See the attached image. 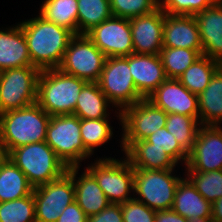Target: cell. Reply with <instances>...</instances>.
Masks as SVG:
<instances>
[{"mask_svg":"<svg viewBox=\"0 0 222 222\" xmlns=\"http://www.w3.org/2000/svg\"><path fill=\"white\" fill-rule=\"evenodd\" d=\"M31 16L18 23L22 27L32 65L40 70L58 68L75 34L46 20L39 13Z\"/></svg>","mask_w":222,"mask_h":222,"instance_id":"6da1fadb","label":"cell"},{"mask_svg":"<svg viewBox=\"0 0 222 222\" xmlns=\"http://www.w3.org/2000/svg\"><path fill=\"white\" fill-rule=\"evenodd\" d=\"M50 118L37 103L0 114V148L4 155L22 145L45 141Z\"/></svg>","mask_w":222,"mask_h":222,"instance_id":"7a4b0ae2","label":"cell"},{"mask_svg":"<svg viewBox=\"0 0 222 222\" xmlns=\"http://www.w3.org/2000/svg\"><path fill=\"white\" fill-rule=\"evenodd\" d=\"M85 80L65 74L58 68L41 70L38 78L37 104L50 116L74 114Z\"/></svg>","mask_w":222,"mask_h":222,"instance_id":"3957f363","label":"cell"},{"mask_svg":"<svg viewBox=\"0 0 222 222\" xmlns=\"http://www.w3.org/2000/svg\"><path fill=\"white\" fill-rule=\"evenodd\" d=\"M25 175L35 188L60 178L67 166L45 142L22 145L6 155Z\"/></svg>","mask_w":222,"mask_h":222,"instance_id":"277c9868","label":"cell"},{"mask_svg":"<svg viewBox=\"0 0 222 222\" xmlns=\"http://www.w3.org/2000/svg\"><path fill=\"white\" fill-rule=\"evenodd\" d=\"M111 155H98L84 167L95 177L110 203L122 204L134 199V168L124 154L118 158Z\"/></svg>","mask_w":222,"mask_h":222,"instance_id":"5b68a950","label":"cell"},{"mask_svg":"<svg viewBox=\"0 0 222 222\" xmlns=\"http://www.w3.org/2000/svg\"><path fill=\"white\" fill-rule=\"evenodd\" d=\"M148 170L134 168V199L155 211L172 209L184 168ZM180 171V172H179ZM179 173V174H177Z\"/></svg>","mask_w":222,"mask_h":222,"instance_id":"8992f818","label":"cell"},{"mask_svg":"<svg viewBox=\"0 0 222 222\" xmlns=\"http://www.w3.org/2000/svg\"><path fill=\"white\" fill-rule=\"evenodd\" d=\"M45 142L67 168L81 167L93 158L81 140L80 118L73 114L51 116Z\"/></svg>","mask_w":222,"mask_h":222,"instance_id":"52a82bcc","label":"cell"},{"mask_svg":"<svg viewBox=\"0 0 222 222\" xmlns=\"http://www.w3.org/2000/svg\"><path fill=\"white\" fill-rule=\"evenodd\" d=\"M97 83L109 102L120 112L143 99L130 73L129 56L107 57Z\"/></svg>","mask_w":222,"mask_h":222,"instance_id":"ba28073f","label":"cell"},{"mask_svg":"<svg viewBox=\"0 0 222 222\" xmlns=\"http://www.w3.org/2000/svg\"><path fill=\"white\" fill-rule=\"evenodd\" d=\"M35 66L10 68L0 73V114L37 103L38 78Z\"/></svg>","mask_w":222,"mask_h":222,"instance_id":"9c48e42d","label":"cell"},{"mask_svg":"<svg viewBox=\"0 0 222 222\" xmlns=\"http://www.w3.org/2000/svg\"><path fill=\"white\" fill-rule=\"evenodd\" d=\"M168 114L154 105L147 98L141 99L132 106L121 111V132L115 137H121L119 141L120 150L123 149L120 142H137L145 140L158 129L165 127Z\"/></svg>","mask_w":222,"mask_h":222,"instance_id":"30bf717a","label":"cell"},{"mask_svg":"<svg viewBox=\"0 0 222 222\" xmlns=\"http://www.w3.org/2000/svg\"><path fill=\"white\" fill-rule=\"evenodd\" d=\"M106 58L87 35H75L70 40L58 69L86 82H97Z\"/></svg>","mask_w":222,"mask_h":222,"instance_id":"8fae6325","label":"cell"},{"mask_svg":"<svg viewBox=\"0 0 222 222\" xmlns=\"http://www.w3.org/2000/svg\"><path fill=\"white\" fill-rule=\"evenodd\" d=\"M36 222H56L62 211L75 201L72 176L65 172L60 178L33 188Z\"/></svg>","mask_w":222,"mask_h":222,"instance_id":"7c38bea8","label":"cell"},{"mask_svg":"<svg viewBox=\"0 0 222 222\" xmlns=\"http://www.w3.org/2000/svg\"><path fill=\"white\" fill-rule=\"evenodd\" d=\"M86 35L106 57H126L133 54L132 31L128 18L112 16Z\"/></svg>","mask_w":222,"mask_h":222,"instance_id":"4fadbf2b","label":"cell"},{"mask_svg":"<svg viewBox=\"0 0 222 222\" xmlns=\"http://www.w3.org/2000/svg\"><path fill=\"white\" fill-rule=\"evenodd\" d=\"M222 170V126L201 125L184 171Z\"/></svg>","mask_w":222,"mask_h":222,"instance_id":"5bb4252c","label":"cell"},{"mask_svg":"<svg viewBox=\"0 0 222 222\" xmlns=\"http://www.w3.org/2000/svg\"><path fill=\"white\" fill-rule=\"evenodd\" d=\"M147 99L167 114L188 115L199 121L198 95L191 93L178 79L167 78Z\"/></svg>","mask_w":222,"mask_h":222,"instance_id":"9a60e30c","label":"cell"},{"mask_svg":"<svg viewBox=\"0 0 222 222\" xmlns=\"http://www.w3.org/2000/svg\"><path fill=\"white\" fill-rule=\"evenodd\" d=\"M134 54L159 55L163 48L164 11L159 7L150 14L129 19Z\"/></svg>","mask_w":222,"mask_h":222,"instance_id":"2e32d148","label":"cell"},{"mask_svg":"<svg viewBox=\"0 0 222 222\" xmlns=\"http://www.w3.org/2000/svg\"><path fill=\"white\" fill-rule=\"evenodd\" d=\"M129 68L143 98L150 96L167 79L160 55L130 54Z\"/></svg>","mask_w":222,"mask_h":222,"instance_id":"e0dca14e","label":"cell"},{"mask_svg":"<svg viewBox=\"0 0 222 222\" xmlns=\"http://www.w3.org/2000/svg\"><path fill=\"white\" fill-rule=\"evenodd\" d=\"M67 172L73 178L75 201L88 217L98 214L110 204L95 177L85 167H69Z\"/></svg>","mask_w":222,"mask_h":222,"instance_id":"ac0fdd59","label":"cell"},{"mask_svg":"<svg viewBox=\"0 0 222 222\" xmlns=\"http://www.w3.org/2000/svg\"><path fill=\"white\" fill-rule=\"evenodd\" d=\"M163 47L203 50L195 16L164 12Z\"/></svg>","mask_w":222,"mask_h":222,"instance_id":"d6986e66","label":"cell"},{"mask_svg":"<svg viewBox=\"0 0 222 222\" xmlns=\"http://www.w3.org/2000/svg\"><path fill=\"white\" fill-rule=\"evenodd\" d=\"M203 55L222 63V2L195 15Z\"/></svg>","mask_w":222,"mask_h":222,"instance_id":"ffe728a7","label":"cell"},{"mask_svg":"<svg viewBox=\"0 0 222 222\" xmlns=\"http://www.w3.org/2000/svg\"><path fill=\"white\" fill-rule=\"evenodd\" d=\"M5 26L0 28V71L33 66L20 24Z\"/></svg>","mask_w":222,"mask_h":222,"instance_id":"44dd1931","label":"cell"},{"mask_svg":"<svg viewBox=\"0 0 222 222\" xmlns=\"http://www.w3.org/2000/svg\"><path fill=\"white\" fill-rule=\"evenodd\" d=\"M115 109V110H114ZM112 111V112H111ZM113 113V117L111 116ZM80 119H116L121 130V112L109 102L97 82H88L80 92L74 114ZM116 117V118H115Z\"/></svg>","mask_w":222,"mask_h":222,"instance_id":"7402d4cb","label":"cell"},{"mask_svg":"<svg viewBox=\"0 0 222 222\" xmlns=\"http://www.w3.org/2000/svg\"><path fill=\"white\" fill-rule=\"evenodd\" d=\"M123 154L133 168L148 170L176 169L179 165L162 148L152 147L146 140L120 142Z\"/></svg>","mask_w":222,"mask_h":222,"instance_id":"603a6c76","label":"cell"},{"mask_svg":"<svg viewBox=\"0 0 222 222\" xmlns=\"http://www.w3.org/2000/svg\"><path fill=\"white\" fill-rule=\"evenodd\" d=\"M172 209L188 220L212 217V204L199 194L186 176L176 188Z\"/></svg>","mask_w":222,"mask_h":222,"instance_id":"cb8c5ba5","label":"cell"},{"mask_svg":"<svg viewBox=\"0 0 222 222\" xmlns=\"http://www.w3.org/2000/svg\"><path fill=\"white\" fill-rule=\"evenodd\" d=\"M200 125L222 126V67L198 95Z\"/></svg>","mask_w":222,"mask_h":222,"instance_id":"d4e9b609","label":"cell"},{"mask_svg":"<svg viewBox=\"0 0 222 222\" xmlns=\"http://www.w3.org/2000/svg\"><path fill=\"white\" fill-rule=\"evenodd\" d=\"M32 191L26 175L4 155L0 160V202L28 196Z\"/></svg>","mask_w":222,"mask_h":222,"instance_id":"484cf974","label":"cell"},{"mask_svg":"<svg viewBox=\"0 0 222 222\" xmlns=\"http://www.w3.org/2000/svg\"><path fill=\"white\" fill-rule=\"evenodd\" d=\"M36 11L46 20L78 35V0H41Z\"/></svg>","mask_w":222,"mask_h":222,"instance_id":"4316f807","label":"cell"},{"mask_svg":"<svg viewBox=\"0 0 222 222\" xmlns=\"http://www.w3.org/2000/svg\"><path fill=\"white\" fill-rule=\"evenodd\" d=\"M111 118L100 119H80L81 140L85 149L94 157L96 150L105 145H110V140L114 139L115 131ZM112 124V125H111ZM114 128V129H113Z\"/></svg>","mask_w":222,"mask_h":222,"instance_id":"83f0119b","label":"cell"},{"mask_svg":"<svg viewBox=\"0 0 222 222\" xmlns=\"http://www.w3.org/2000/svg\"><path fill=\"white\" fill-rule=\"evenodd\" d=\"M222 67V63L202 55L177 79L191 93L199 95L209 85L214 74Z\"/></svg>","mask_w":222,"mask_h":222,"instance_id":"f1b7e54d","label":"cell"},{"mask_svg":"<svg viewBox=\"0 0 222 222\" xmlns=\"http://www.w3.org/2000/svg\"><path fill=\"white\" fill-rule=\"evenodd\" d=\"M78 35H86L94 27L111 18L110 0H78Z\"/></svg>","mask_w":222,"mask_h":222,"instance_id":"f546056e","label":"cell"},{"mask_svg":"<svg viewBox=\"0 0 222 222\" xmlns=\"http://www.w3.org/2000/svg\"><path fill=\"white\" fill-rule=\"evenodd\" d=\"M159 55L166 78L177 79L203 55V50L163 47Z\"/></svg>","mask_w":222,"mask_h":222,"instance_id":"4dcf8cb0","label":"cell"},{"mask_svg":"<svg viewBox=\"0 0 222 222\" xmlns=\"http://www.w3.org/2000/svg\"><path fill=\"white\" fill-rule=\"evenodd\" d=\"M200 126L199 121L192 116L170 113L167 116L165 128L189 154Z\"/></svg>","mask_w":222,"mask_h":222,"instance_id":"1f68e13d","label":"cell"},{"mask_svg":"<svg viewBox=\"0 0 222 222\" xmlns=\"http://www.w3.org/2000/svg\"><path fill=\"white\" fill-rule=\"evenodd\" d=\"M184 174L199 194L211 204L222 196V170L209 172L185 171Z\"/></svg>","mask_w":222,"mask_h":222,"instance_id":"d6a6232c","label":"cell"},{"mask_svg":"<svg viewBox=\"0 0 222 222\" xmlns=\"http://www.w3.org/2000/svg\"><path fill=\"white\" fill-rule=\"evenodd\" d=\"M0 222H36L33 192L13 201L0 202Z\"/></svg>","mask_w":222,"mask_h":222,"instance_id":"836d02e7","label":"cell"},{"mask_svg":"<svg viewBox=\"0 0 222 222\" xmlns=\"http://www.w3.org/2000/svg\"><path fill=\"white\" fill-rule=\"evenodd\" d=\"M152 144V147L163 148L179 166L185 167L189 154L180 146L176 138L163 127L145 139ZM181 164V165H180Z\"/></svg>","mask_w":222,"mask_h":222,"instance_id":"e575fe53","label":"cell"},{"mask_svg":"<svg viewBox=\"0 0 222 222\" xmlns=\"http://www.w3.org/2000/svg\"><path fill=\"white\" fill-rule=\"evenodd\" d=\"M114 17L132 18L152 13L158 8V0H110Z\"/></svg>","mask_w":222,"mask_h":222,"instance_id":"d590c367","label":"cell"},{"mask_svg":"<svg viewBox=\"0 0 222 222\" xmlns=\"http://www.w3.org/2000/svg\"><path fill=\"white\" fill-rule=\"evenodd\" d=\"M215 2V0H158V7L169 15L195 16Z\"/></svg>","mask_w":222,"mask_h":222,"instance_id":"8d00e7d4","label":"cell"},{"mask_svg":"<svg viewBox=\"0 0 222 222\" xmlns=\"http://www.w3.org/2000/svg\"><path fill=\"white\" fill-rule=\"evenodd\" d=\"M123 222H155L156 211L135 199L121 204Z\"/></svg>","mask_w":222,"mask_h":222,"instance_id":"74e56055","label":"cell"},{"mask_svg":"<svg viewBox=\"0 0 222 222\" xmlns=\"http://www.w3.org/2000/svg\"><path fill=\"white\" fill-rule=\"evenodd\" d=\"M88 222H123L121 204L110 203L98 214L89 216Z\"/></svg>","mask_w":222,"mask_h":222,"instance_id":"f35d334b","label":"cell"},{"mask_svg":"<svg viewBox=\"0 0 222 222\" xmlns=\"http://www.w3.org/2000/svg\"><path fill=\"white\" fill-rule=\"evenodd\" d=\"M56 222H88V216L74 201L62 211Z\"/></svg>","mask_w":222,"mask_h":222,"instance_id":"ab89813d","label":"cell"},{"mask_svg":"<svg viewBox=\"0 0 222 222\" xmlns=\"http://www.w3.org/2000/svg\"><path fill=\"white\" fill-rule=\"evenodd\" d=\"M155 222H189V220L180 216L173 209H168L156 211Z\"/></svg>","mask_w":222,"mask_h":222,"instance_id":"60d3db41","label":"cell"},{"mask_svg":"<svg viewBox=\"0 0 222 222\" xmlns=\"http://www.w3.org/2000/svg\"><path fill=\"white\" fill-rule=\"evenodd\" d=\"M212 219L214 222H222V196L212 204Z\"/></svg>","mask_w":222,"mask_h":222,"instance_id":"b9f144b4","label":"cell"},{"mask_svg":"<svg viewBox=\"0 0 222 222\" xmlns=\"http://www.w3.org/2000/svg\"><path fill=\"white\" fill-rule=\"evenodd\" d=\"M189 222H214V220L212 219V217L210 218H196V219H192V220H189Z\"/></svg>","mask_w":222,"mask_h":222,"instance_id":"7bdbcfd3","label":"cell"},{"mask_svg":"<svg viewBox=\"0 0 222 222\" xmlns=\"http://www.w3.org/2000/svg\"><path fill=\"white\" fill-rule=\"evenodd\" d=\"M3 156H4L3 150L0 148V160L3 158Z\"/></svg>","mask_w":222,"mask_h":222,"instance_id":"ee69618b","label":"cell"}]
</instances>
